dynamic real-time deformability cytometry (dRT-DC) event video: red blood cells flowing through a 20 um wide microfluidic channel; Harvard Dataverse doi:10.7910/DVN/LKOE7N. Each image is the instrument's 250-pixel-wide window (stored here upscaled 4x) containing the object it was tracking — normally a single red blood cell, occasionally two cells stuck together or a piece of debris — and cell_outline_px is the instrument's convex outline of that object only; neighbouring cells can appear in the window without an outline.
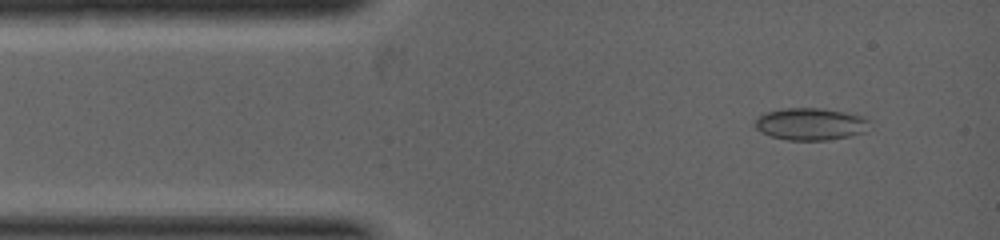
{"species": "common noctule bat (a hibernating species)", "species_latin": "Nyctalus noctula", "temperature_condition": "warm", "stored_images_in_passage": 20, "camera_frame_rate_fps": 5000, "um_per_image_px": 0.085, "animal": {"sex": "female", "body_mass_g": 19.0, "forearm_length_mm": 53.3}, "frame": {"image": 1, "passage_image": 3, "time_ms": 0.4, "image_size_px": [1000, 240], "cell_outline_px": [[868, 120], [864, 132], [848, 136], [828, 140], [788, 140], [772, 136], [760, 132], [756, 128], [756, 120], [760, 116], [768, 112], [788, 108], [824, 108], [844, 112], [860, 116]], "centroid_in_image_um": [68.87, 10.55], "position_along_channel_um": 16.1, "area_um2": 20.98}}
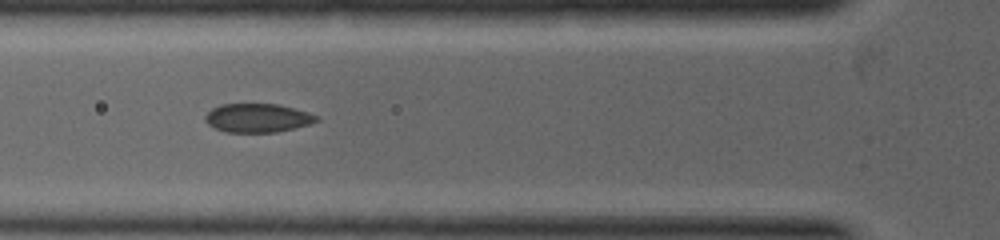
{"frame": {"image": 2, "passage_image": 13, "time_ms": 2.2, "image_size_px": [1000, 240], "cell_outline_px": [[320, 120], [296, 128], [276, 132], [224, 132], [208, 124], [204, 120], [204, 116], [212, 108], [220, 104], [280, 104], [308, 112], [320, 116]], "centroid_in_image_um": [21.91, 10.02], "position_along_channel_um": 103.9, "area_um2": 18.79}}
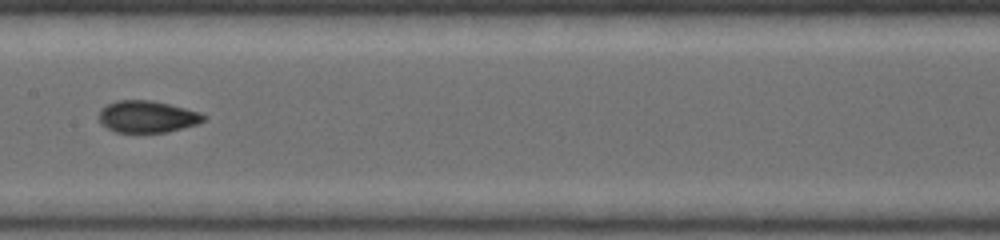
{"frame": {"image": 3, "passage_image": 19, "time_ms": 3.4, "image_size_px": [1000, 240], "cell_outline_px": [[208, 116], [204, 120], [196, 124], [168, 132], [116, 132], [100, 124], [100, 108], [116, 100], [152, 100], [200, 112]], "centroid_in_image_um": [12.51, 9.91], "position_along_channel_um": 194.9, "area_um2": 19.36}}